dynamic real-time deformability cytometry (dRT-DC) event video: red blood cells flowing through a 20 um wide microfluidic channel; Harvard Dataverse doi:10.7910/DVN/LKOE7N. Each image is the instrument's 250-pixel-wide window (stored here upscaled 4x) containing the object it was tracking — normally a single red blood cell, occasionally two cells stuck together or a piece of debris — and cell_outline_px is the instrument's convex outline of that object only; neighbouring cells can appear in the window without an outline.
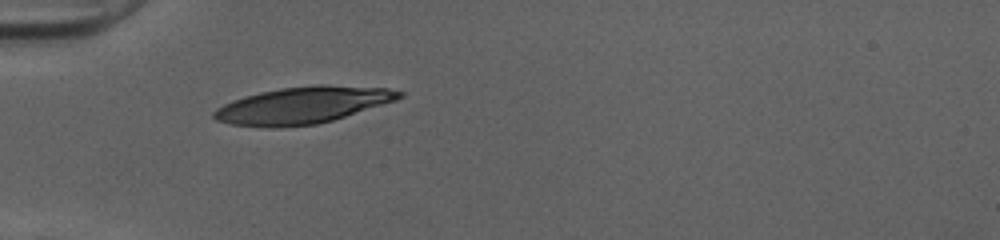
{"species": "human", "species_latin": "Homo sapiens", "temperature_condition": "cold", "stored_images_in_passage": 35, "camera_frame_rate_fps": 3000, "um_per_image_px": 0.085, "donor": {"sex": "female"}, "frame": {"image": 1, "passage_image": 1, "time_ms": 0.0, "image_size_px": [1000, 240], "cell_outline_px": [[404, 96], [396, 100], [332, 120], [316, 124], [276, 128], [268, 128], [232, 124], [216, 120], [212, 116], [212, 112], [216, 108], [232, 100], [244, 96], [260, 92], [280, 88], [320, 84], [324, 84], [388, 88], [404, 92]], "centroid_in_image_um": [25.71, 8.94], "position_along_channel_um": 59.3, "area_um2": 39.71}}
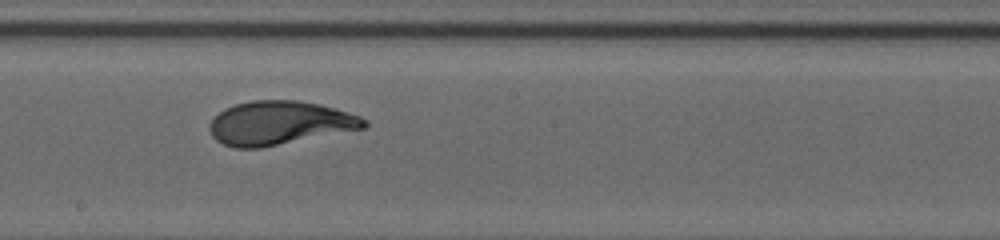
{"frame": {"image": 2, "passage_image": 14, "time_ms": 4.333, "image_size_px": [1000, 240], "cell_outline_px": [[368, 124], [364, 128], [260, 148], [236, 148], [224, 144], [216, 140], [212, 136], [208, 128], [212, 120], [224, 108], [236, 104], [252, 100], [296, 100], [320, 104], [360, 116], [368, 120]], "centroid_in_image_um": [23.75, 10.45], "position_along_channel_um": 224.5, "area_um2": 39.13}}
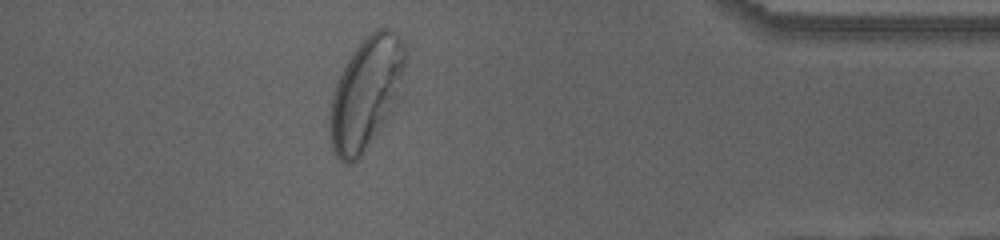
{"frame": {"image": 3, "passage_image": 30, "time_ms": 9.667, "image_size_px": [1000, 240], "cell_outline_px": [[404, 92], [400, 100], [384, 124], [360, 156], [352, 164], [344, 164], [336, 156], [332, 148], [328, 116], [332, 96], [336, 84], [348, 60], [356, 48], [376, 28], [388, 28], [400, 40], [404, 48]], "centroid_in_image_um": [31.13, 7.98], "position_along_channel_um": 404.1, "area_um2": 49.01}, "authors_computed_cell_mechanics": {"area_um2": 39.7086, "velocity_mm_per_s": 3.9999, "shape_relaxation_time_tau1_ms": 4.019, "shape_relaxation_time_tau2_ms": 0.6863, "deformation_change_tau1": 0.2096, "deformation_change_tau2": 0.066}}